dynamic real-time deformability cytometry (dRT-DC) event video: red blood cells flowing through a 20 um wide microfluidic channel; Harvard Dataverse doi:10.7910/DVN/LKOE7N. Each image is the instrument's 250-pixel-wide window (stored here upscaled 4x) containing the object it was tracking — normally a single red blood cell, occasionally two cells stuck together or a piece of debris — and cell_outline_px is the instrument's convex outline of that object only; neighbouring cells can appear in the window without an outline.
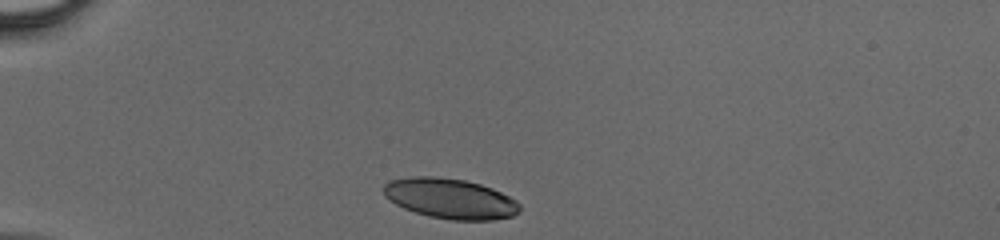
{"species": "human", "species_latin": "Homo sapiens", "temperature_condition": "cold", "stored_images_in_passage": 8, "camera_frame_rate_fps": 3000, "um_per_image_px": 0.085, "donor": {"sex": "male"}, "frame": {"image": 1, "passage_image": 1, "time_ms": 0.0, "image_size_px": [1000, 240], "cell_outline_px": [[520, 212], [512, 216], [496, 220], [452, 220], [428, 216], [404, 208], [388, 200], [384, 196], [384, 184], [388, 180], [412, 176], [436, 176], [464, 180], [480, 184], [492, 188], [516, 200], [520, 204]], "centroid_in_image_um": [38.26, 16.88], "position_along_channel_um": 46.7, "area_um2": 32.08}}
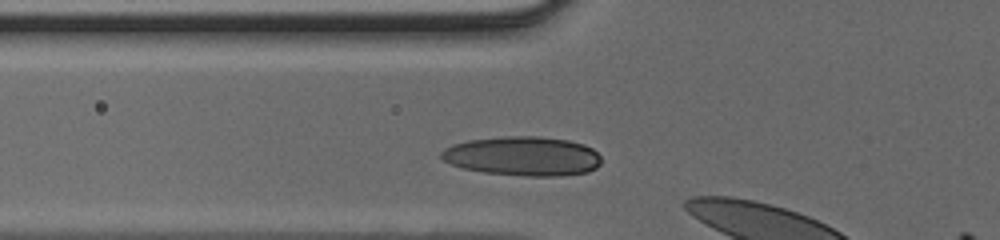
{"frame": {"image": 2, "passage_image": 6, "time_ms": 1.667, "image_size_px": [1000, 240], "cell_outline_px": [[600, 164], [596, 168], [588, 172], [564, 176], [524, 176], [484, 172], [464, 168], [452, 164], [444, 160], [440, 156], [440, 152], [444, 148], [452, 144], [468, 140], [504, 136], [540, 136], [568, 140], [584, 144], [592, 148], [600, 156]], "centroid_in_image_um": [44.45, 13.27], "position_along_channel_um": 81.3, "area_um2": 36.82}}